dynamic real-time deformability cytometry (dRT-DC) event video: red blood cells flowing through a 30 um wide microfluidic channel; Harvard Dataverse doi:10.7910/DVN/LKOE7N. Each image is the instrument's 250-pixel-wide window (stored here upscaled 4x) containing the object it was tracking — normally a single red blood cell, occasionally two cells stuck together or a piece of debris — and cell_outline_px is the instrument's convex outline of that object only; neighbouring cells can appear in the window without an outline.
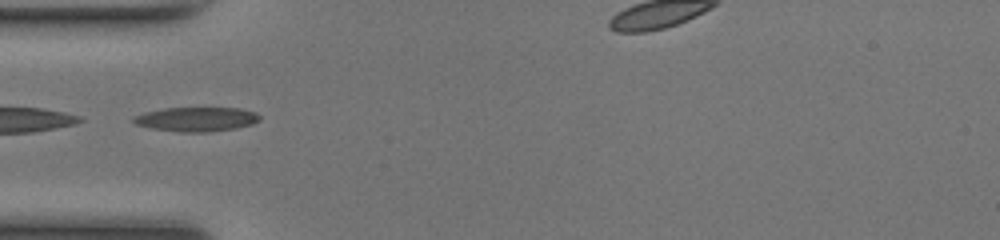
{"species": "common noctule bat (a hibernating species)", "species_latin": "Nyctalus noctula", "temperature_condition": "room temperature", "stored_images_in_passage": 29, "camera_frame_rate_fps": 3000, "um_per_image_px": 0.085, "animal": {"sex": "female", "body_mass_g": 17.0, "forearm_length_mm": 48.0}, "frame": {"image": 1, "passage_image": 1, "time_ms": 0.0, "image_size_px": [1000, 240], "cell_outline_px": [[260, 120], [252, 124], [236, 128], [208, 132], [180, 132], [152, 128], [136, 124], [132, 120], [132, 116], [144, 112], [164, 108], [240, 108], [256, 112], [260, 116]], "centroid_in_image_um": [16.7, 10.13], "position_along_channel_um": 68.3, "area_um2": 17.92}}